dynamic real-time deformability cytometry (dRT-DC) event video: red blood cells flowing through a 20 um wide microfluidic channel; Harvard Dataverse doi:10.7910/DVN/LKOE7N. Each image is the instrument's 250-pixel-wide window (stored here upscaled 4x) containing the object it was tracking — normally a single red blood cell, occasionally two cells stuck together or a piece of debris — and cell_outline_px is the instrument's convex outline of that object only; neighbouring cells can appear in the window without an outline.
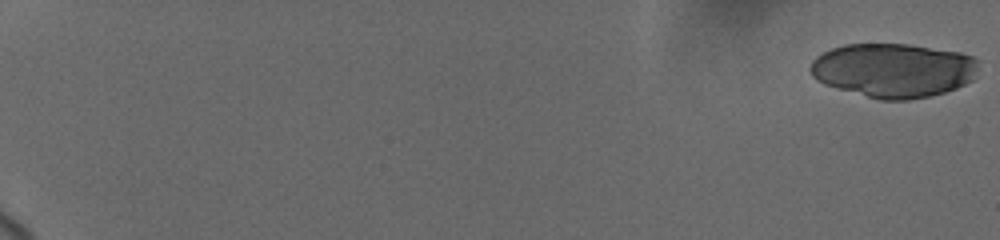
{"species": "human", "species_latin": "Homo sapiens", "temperature_condition": "cold", "stored_images_in_passage": 25, "camera_frame_rate_fps": 3000, "um_per_image_px": 0.085, "donor": {"sex": "female"}, "frame": {"image": 1, "passage_image": 1, "time_ms": 0.0, "image_size_px": [1000, 240], "cell_outline_px": [[980, 60], [972, 80], [956, 88], [944, 92], [928, 96], [908, 100], [880, 100], [836, 88], [824, 84], [816, 80], [812, 76], [808, 68], [812, 60], [816, 56], [832, 48], [844, 44], [908, 44], [960, 52], [972, 56]], "centroid_in_image_um": [75.91, 5.97], "position_along_channel_um": 9.1, "area_um2": 53.29}}
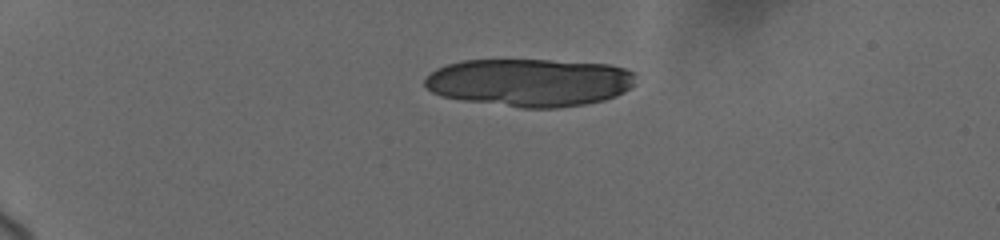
{"frame": {"image": 2, "passage_image": 17, "time_ms": 5.0, "image_size_px": [1000, 240], "cell_outline_px": [[636, 84], [624, 92], [616, 96], [604, 100], [584, 104], [556, 108], [520, 108], [464, 100], [440, 96], [424, 88], [424, 80], [436, 68], [460, 60], [552, 60], [608, 64], [624, 68], [636, 72]], "centroid_in_image_um": [45.04, 7.01], "position_along_channel_um": 40.0, "area_um2": 59.36}}